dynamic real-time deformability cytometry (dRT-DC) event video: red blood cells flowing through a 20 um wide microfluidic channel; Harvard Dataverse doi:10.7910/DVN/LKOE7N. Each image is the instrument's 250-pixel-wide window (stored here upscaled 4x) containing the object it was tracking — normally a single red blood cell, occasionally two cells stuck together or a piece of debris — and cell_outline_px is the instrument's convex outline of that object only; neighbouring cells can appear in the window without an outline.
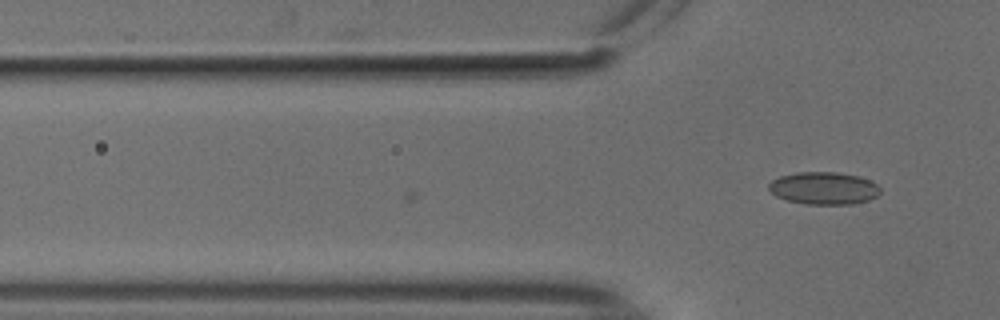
{"species": "common noctule bat (a hibernating species)", "species_latin": "Nyctalus noctula", "temperature_condition": "cold", "stored_images_in_passage": 3, "camera_frame_rate_fps": 3000, "um_per_image_px": 0.085, "animal": {"sex": "male", "body_mass_g": 18.8}, "frame": {"image": 1, "passage_image": 3, "time_ms": 0.667, "image_size_px": [1000, 320], "cell_outline_px": [[880, 192], [876, 196], [868, 200], [852, 204], [804, 204], [788, 200], [776, 196], [768, 188], [768, 184], [772, 180], [780, 176], [796, 172], [836, 172], [860, 176], [876, 184], [880, 188]], "centroid_in_image_um": [70.01, 15.99], "position_along_channel_um": 55.8, "area_um2": 21.04}}